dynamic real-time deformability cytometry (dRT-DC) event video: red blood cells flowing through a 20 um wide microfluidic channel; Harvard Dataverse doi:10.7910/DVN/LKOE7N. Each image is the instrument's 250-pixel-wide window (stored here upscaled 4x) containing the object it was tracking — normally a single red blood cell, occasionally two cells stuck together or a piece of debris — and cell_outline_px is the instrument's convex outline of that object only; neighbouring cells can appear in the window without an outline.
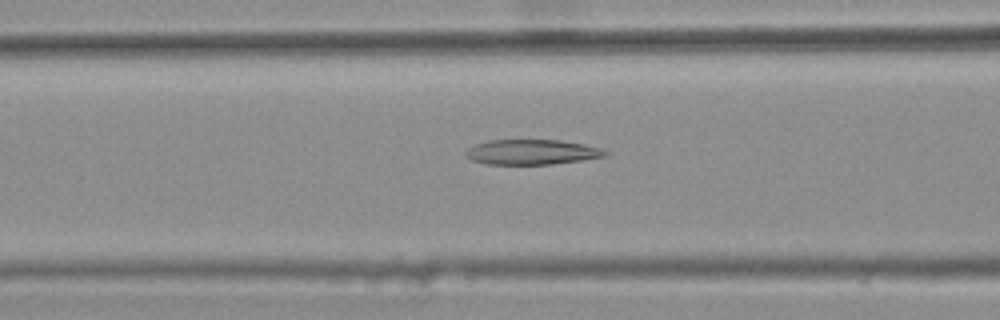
{"species": "common noctule bat (a hibernating species)", "species_latin": "Nyctalus noctula", "temperature_condition": "warm", "stored_images_in_passage": 44, "camera_frame_rate_fps": 3000, "um_per_image_px": 0.085, "animal": {"sex": "female", "body_mass_g": 25.1}, "frame": {"image": 1, "passage_image": 21, "time_ms": 6.667, "image_size_px": [1000, 320], "cell_outline_px": [[608, 156], [584, 160], [552, 164], [484, 164], [472, 160], [464, 152], [468, 148], [476, 144], [488, 140], [560, 140], [584, 144], [600, 148], [608, 152]], "centroid_in_image_um": [45.23, 12.93], "position_along_channel_um": 121.4, "area_um2": 20.4}}
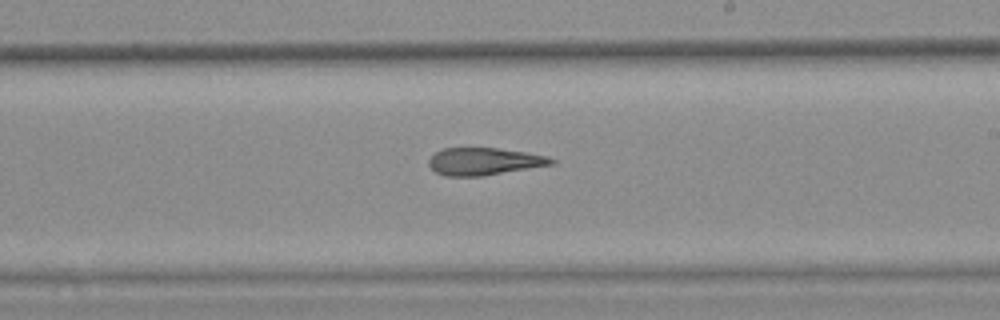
{"frame": {"image": 2, "passage_image": 31, "time_ms": 10.0, "image_size_px": [1000, 320], "cell_outline_px": [[556, 164], [480, 176], [444, 176], [436, 172], [428, 164], [428, 160], [436, 152], [444, 148], [496, 148], [524, 152], [548, 156], [556, 160]], "centroid_in_image_um": [41.16, 13.72], "position_along_channel_um": 247.8, "area_um2": 19.42}}
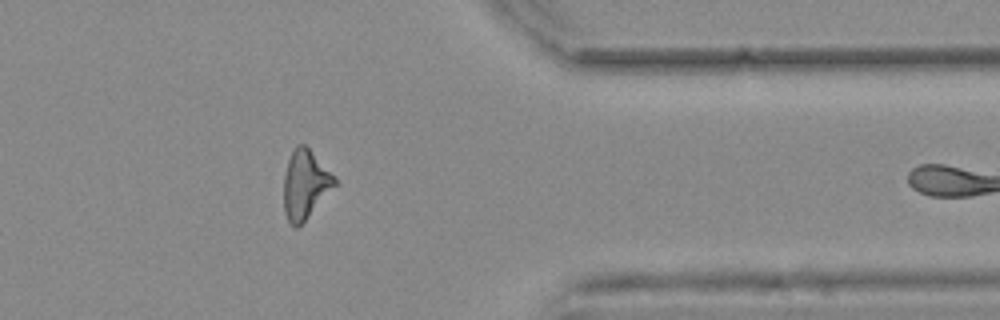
{"frame": {"image": 3, "passage_image": 43, "time_ms": 14.0, "image_size_px": [1000, 320], "cell_outline_px": [[336, 184], [304, 220], [296, 228], [288, 220], [284, 212], [284, 176], [288, 160], [296, 144], [304, 144], [312, 152], [336, 180]], "centroid_in_image_um": [25.89, 15.67], "position_along_channel_um": 385.5, "area_um2": 19.54}}